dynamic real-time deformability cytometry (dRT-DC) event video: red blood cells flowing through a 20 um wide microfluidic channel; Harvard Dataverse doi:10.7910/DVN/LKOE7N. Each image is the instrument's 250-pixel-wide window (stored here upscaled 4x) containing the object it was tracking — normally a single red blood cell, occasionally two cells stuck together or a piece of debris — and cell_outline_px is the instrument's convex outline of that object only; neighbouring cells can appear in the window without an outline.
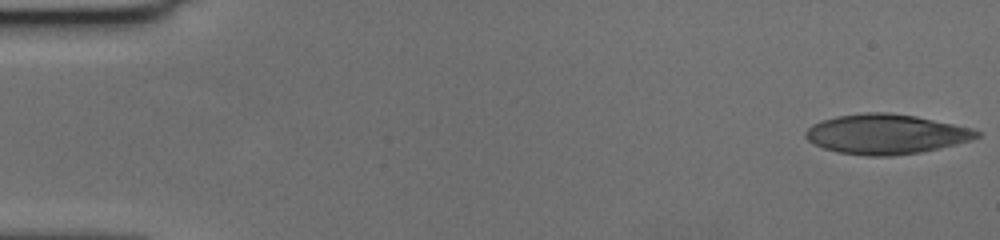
{"species": "human", "species_latin": "Homo sapiens", "temperature_condition": "cold", "stored_images_in_passage": 58, "camera_frame_rate_fps": 3000, "um_per_image_px": 0.085, "donor": {"sex": "female"}, "frame": {"image": 1, "passage_image": 1, "time_ms": 0.0, "image_size_px": [1000, 240], "cell_outline_px": [[984, 132], [980, 136], [972, 140], [956, 144], [920, 152], [892, 156], [864, 156], [836, 152], [824, 148], [808, 140], [804, 136], [804, 132], [812, 124], [836, 116], [864, 112], [888, 112], [916, 116], [972, 128]], "centroid_in_image_um": [75.32, 11.4], "position_along_channel_um": 9.7, "area_um2": 39.88}}
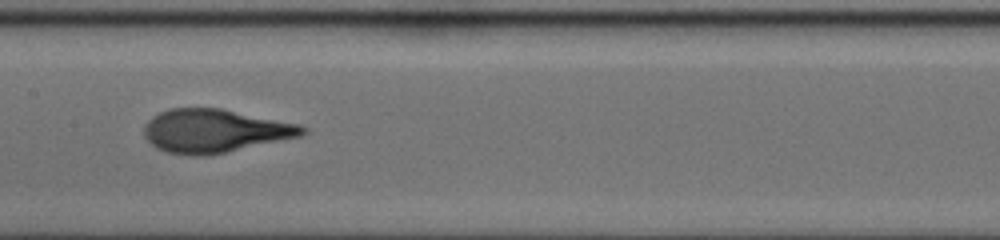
{"frame": {"image": 2, "passage_image": 29, "time_ms": 9.333, "image_size_px": [1000, 240], "cell_outline_px": [[308, 132], [300, 136], [224, 152], [204, 156], [192, 156], [168, 152], [156, 148], [144, 136], [144, 124], [152, 116], [168, 108], [220, 108], [300, 124], [308, 128]], "centroid_in_image_um": [18.23, 11.11], "position_along_channel_um": 189.2, "area_um2": 39.82}}
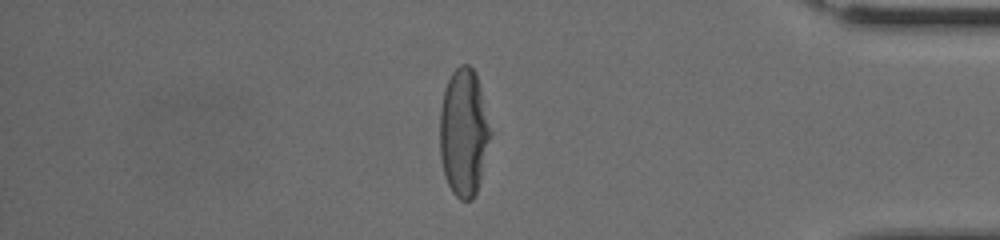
{"frame": {"image": 3, "passage_image": 49, "time_ms": 16.0, "image_size_px": [1000, 240], "cell_outline_px": [[492, 132], [480, 180], [476, 192], [472, 200], [460, 200], [452, 192], [444, 176], [440, 156], [440, 108], [444, 88], [452, 72], [460, 64], [468, 64], [476, 72]], "centroid_in_image_um": [39.41, 11.25], "position_along_channel_um": 395.8, "area_um2": 37.86}}